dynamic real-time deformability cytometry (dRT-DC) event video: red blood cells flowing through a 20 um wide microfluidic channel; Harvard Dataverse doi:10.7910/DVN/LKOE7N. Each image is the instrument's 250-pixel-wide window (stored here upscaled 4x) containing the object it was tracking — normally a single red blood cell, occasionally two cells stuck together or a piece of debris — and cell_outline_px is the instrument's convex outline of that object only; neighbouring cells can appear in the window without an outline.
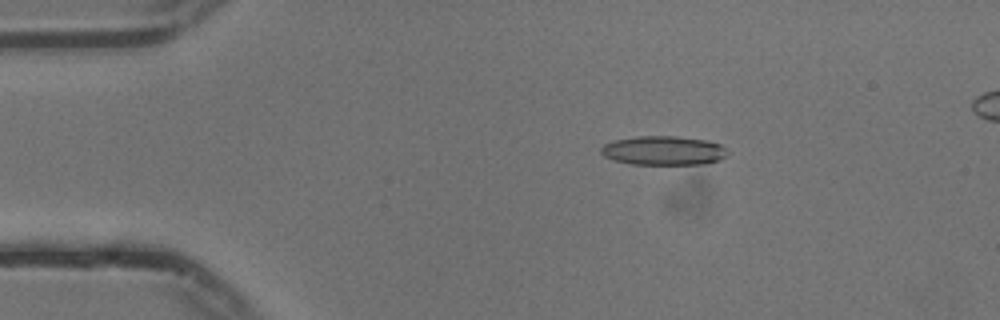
{"species": "common noctule bat (a hibernating species)", "species_latin": "Nyctalus noctula", "temperature_condition": "cold", "stored_images_in_passage": 55, "camera_frame_rate_fps": 3000, "um_per_image_px": 0.085, "animal": {"sex": "male", "body_mass_g": 13.3}, "frame": {"image": 1, "passage_image": 10, "time_ms": 3.0, "image_size_px": [1000, 320], "cell_outline_px": [[728, 156], [720, 160], [704, 164], [628, 164], [612, 160], [604, 156], [600, 152], [600, 148], [604, 144], [612, 140], [636, 136], [676, 136], [708, 140], [720, 144], [728, 152]], "centroid_in_image_um": [56.38, 12.8], "position_along_channel_um": 28.6, "area_um2": 21.79}}
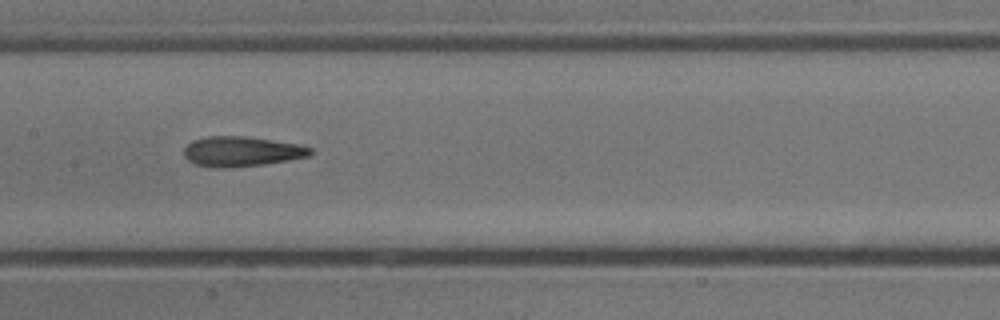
{"frame": {"image": 2, "passage_image": 27, "time_ms": 8.667, "image_size_px": [1000, 320], "cell_outline_px": [[312, 152], [308, 156], [288, 160], [264, 164], [232, 168], [216, 168], [196, 164], [188, 160], [184, 156], [184, 148], [192, 140], [208, 136], [244, 136], [272, 140], [296, 144], [312, 148]], "centroid_in_image_um": [20.5, 12.88], "position_along_channel_um": 186.9, "area_um2": 22.02}}
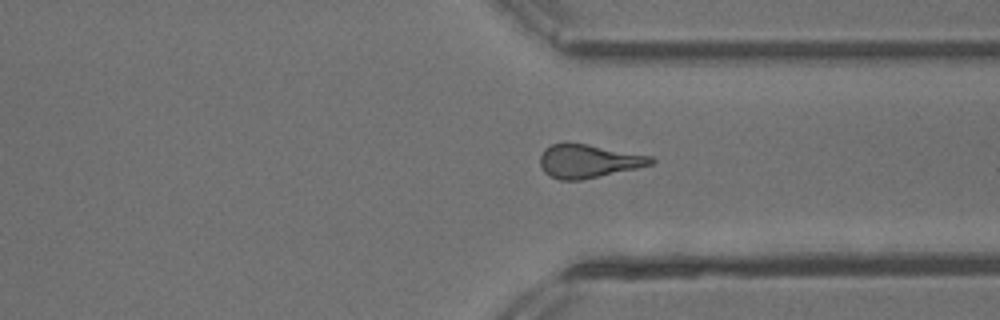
{"frame": {"image": 3, "passage_image": 41, "time_ms": 13.333, "image_size_px": [1000, 320], "cell_outline_px": [[656, 160], [652, 164], [636, 168], [580, 180], [560, 180], [548, 176], [544, 172], [540, 164], [540, 156], [544, 148], [552, 144], [564, 140], [588, 144], [652, 156]], "centroid_in_image_um": [49.96, 13.66], "position_along_channel_um": 361.4, "area_um2": 21.91}, "authors_computed_cell_mechanics": {"area_um2": 21.7328, "velocity_mm_per_s": 3.7617, "shape_relaxation_time_tau1_ms": 8.7618, "shape_relaxation_time_tau2_ms": 3.1923, "deformation_change_tau1": 0.2367, "deformation_change_tau2": 0.1447}}